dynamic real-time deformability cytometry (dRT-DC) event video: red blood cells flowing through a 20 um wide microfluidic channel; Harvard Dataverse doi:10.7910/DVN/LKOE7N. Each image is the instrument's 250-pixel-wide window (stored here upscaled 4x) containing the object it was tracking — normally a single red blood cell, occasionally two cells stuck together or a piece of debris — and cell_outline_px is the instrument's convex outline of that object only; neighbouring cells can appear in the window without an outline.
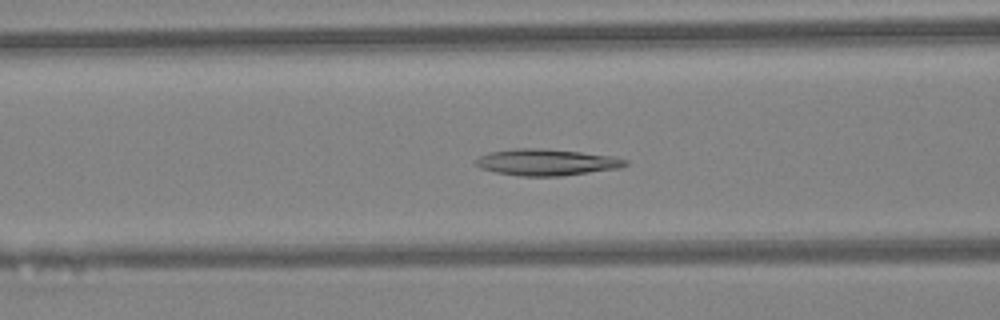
{"species": "Egyptian fruit bat (a non-hibernating species)", "species_latin": "Rousettus aegyptiacus", "temperature_condition": "warm", "stored_images_in_passage": 46, "camera_frame_rate_fps": 3000, "um_per_image_px": 0.085, "animal": {"sex": "female"}, "frame": {"image": 1, "passage_image": 18, "time_ms": 5.667, "image_size_px": [1000, 320], "cell_outline_px": [[628, 164], [620, 168], [560, 176], [520, 176], [496, 172], [480, 168], [476, 164], [476, 160], [480, 156], [488, 152], [516, 148], [536, 148], [580, 152], [616, 156], [628, 160]], "centroid_in_image_um": [46.48, 13.79], "position_along_channel_um": 120.1, "area_um2": 23.0}}
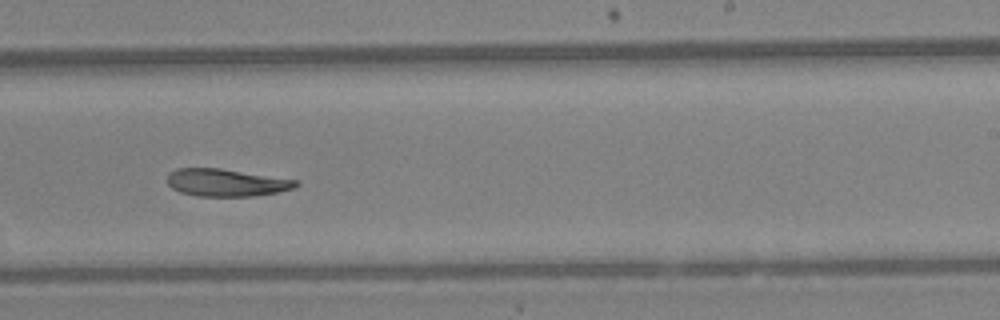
{"frame": {"image": 2, "passage_image": 28, "time_ms": 9.0, "image_size_px": [1000, 320], "cell_outline_px": [[300, 184], [292, 188], [276, 192], [256, 196], [196, 196], [180, 192], [172, 188], [168, 184], [168, 172], [176, 168], [220, 168], [296, 180]], "centroid_in_image_um": [19.18, 15.52], "position_along_channel_um": 269.8, "area_um2": 20.46}}
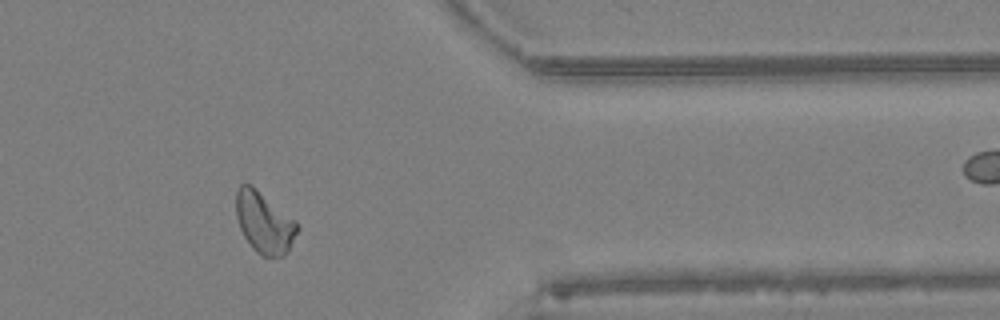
{"frame": {"image": 3, "passage_image": 37, "time_ms": 12.0, "image_size_px": [1000, 320], "cell_outline_px": [[300, 228], [288, 252], [284, 256], [260, 256], [252, 248], [244, 236], [240, 228], [236, 216], [236, 192], [240, 184], [252, 184], [296, 220]], "centroid_in_image_um": [22.48, 18.91], "position_along_channel_um": 388.9, "area_um2": 22.14}}